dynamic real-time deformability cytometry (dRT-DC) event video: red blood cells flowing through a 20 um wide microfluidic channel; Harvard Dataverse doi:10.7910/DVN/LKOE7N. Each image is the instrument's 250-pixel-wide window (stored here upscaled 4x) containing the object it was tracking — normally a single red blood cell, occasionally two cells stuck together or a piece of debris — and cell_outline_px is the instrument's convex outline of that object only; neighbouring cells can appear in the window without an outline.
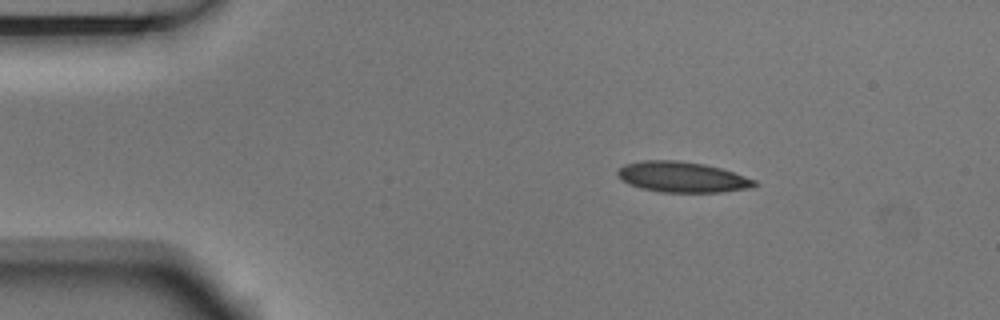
{"species": "Egyptian fruit bat (a non-hibernating species)", "species_latin": "Rousettus aegyptiacus", "temperature_condition": "room temperature", "stored_images_in_passage": 4, "camera_frame_rate_fps": 3000, "um_per_image_px": 0.085, "animal": {"sex": "male"}, "frame": {"image": 1, "passage_image": 2, "time_ms": 0.333, "image_size_px": [1000, 320], "cell_outline_px": [[760, 184], [752, 188], [720, 192], [660, 192], [640, 188], [628, 184], [616, 176], [616, 172], [624, 164], [640, 160], [676, 160], [704, 164], [720, 168], [756, 180]], "centroid_in_image_um": [57.96, 15.05], "position_along_channel_um": 27.0, "area_um2": 24.57}}
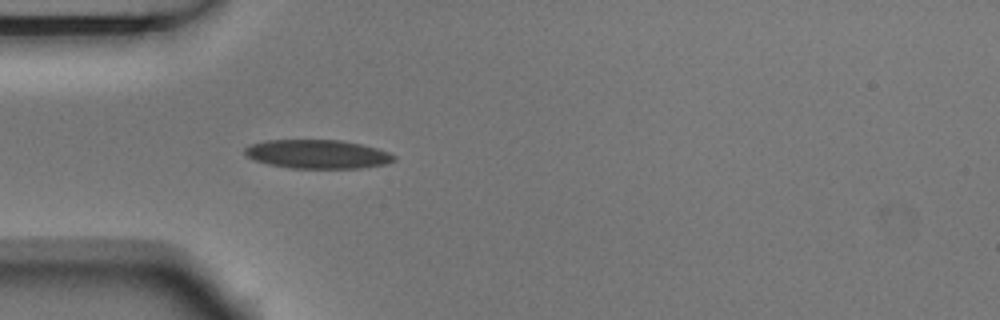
{"frame": {"image": 2, "passage_image": 4, "time_ms": 1.0, "image_size_px": [1000, 320], "cell_outline_px": [[396, 160], [384, 164], [360, 168], [288, 168], [268, 164], [256, 160], [248, 156], [244, 152], [244, 148], [248, 144], [264, 140], [344, 140], [376, 148], [388, 152], [396, 156]], "centroid_in_image_um": [26.97, 13.09], "position_along_channel_um": 58.0, "area_um2": 25.09}}